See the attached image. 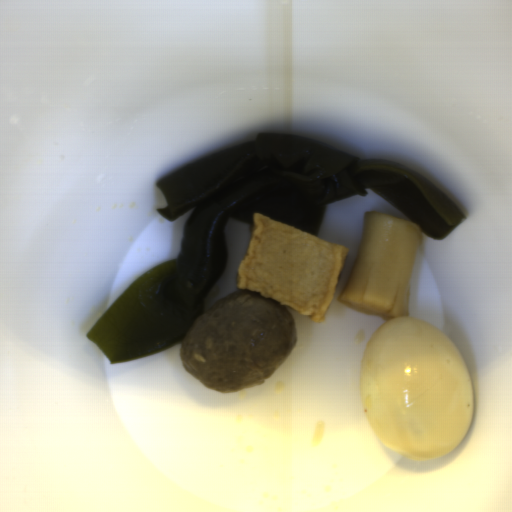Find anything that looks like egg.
<instances>
[{
    "label": "egg",
    "mask_w": 512,
    "mask_h": 512,
    "mask_svg": "<svg viewBox=\"0 0 512 512\" xmlns=\"http://www.w3.org/2000/svg\"><path fill=\"white\" fill-rule=\"evenodd\" d=\"M360 401L379 442L417 461L454 449L475 409L459 347L437 325L413 315L385 320L367 341Z\"/></svg>",
    "instance_id": "obj_1"
}]
</instances>
